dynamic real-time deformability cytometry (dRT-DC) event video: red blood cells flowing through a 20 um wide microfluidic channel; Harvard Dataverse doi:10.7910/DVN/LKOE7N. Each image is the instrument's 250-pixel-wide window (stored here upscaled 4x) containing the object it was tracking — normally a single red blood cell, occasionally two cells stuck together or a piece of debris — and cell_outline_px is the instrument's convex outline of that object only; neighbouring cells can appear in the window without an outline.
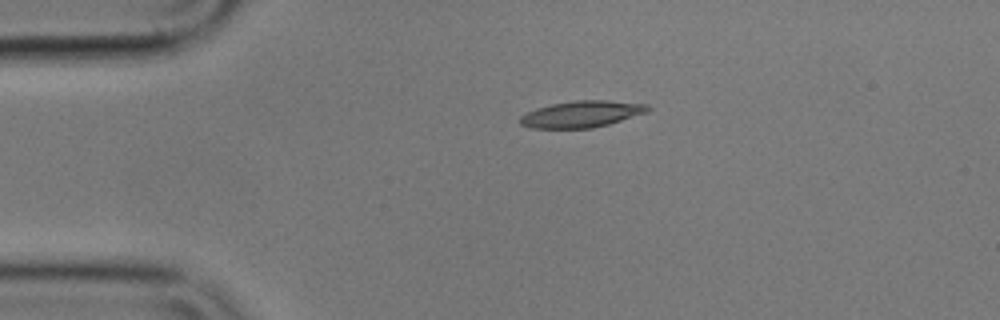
{"species": "common noctule bat (a hibernating species)", "species_latin": "Nyctalus noctula", "temperature_condition": "cold", "stored_images_in_passage": 45, "camera_frame_rate_fps": 3000, "um_per_image_px": 0.085, "animal": {"sex": "male", "body_mass_g": 17.9}, "frame": {"image": 1, "passage_image": 1, "time_ms": 0.0, "image_size_px": [1000, 320], "cell_outline_px": [[652, 108], [648, 112], [608, 124], [592, 128], [532, 128], [520, 124], [520, 116], [536, 108], [552, 104], [576, 100], [608, 100], [648, 104]], "centroid_in_image_um": [49.47, 9.69], "position_along_channel_um": 35.5, "area_um2": 19.71}}
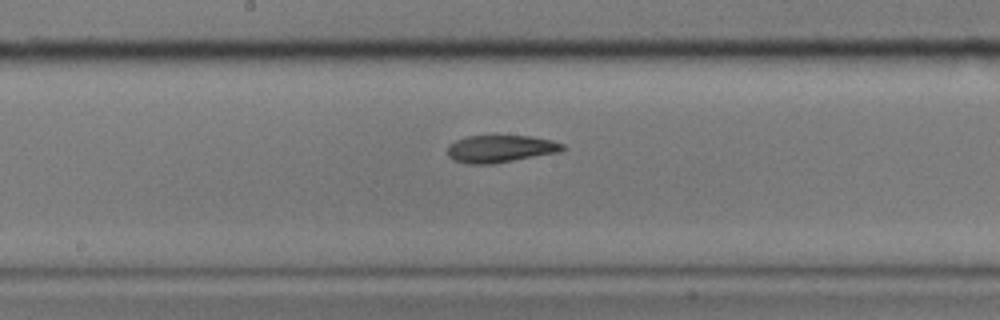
{"frame": {"image": 2, "passage_image": 18, "time_ms": 5.667, "image_size_px": [1000, 320], "cell_outline_px": [[568, 148], [560, 152], [492, 164], [464, 164], [452, 160], [448, 156], [448, 144], [464, 136], [532, 136], [552, 140], [564, 144]], "centroid_in_image_um": [42.53, 12.65], "position_along_channel_um": 205.7, "area_um2": 18.61}}
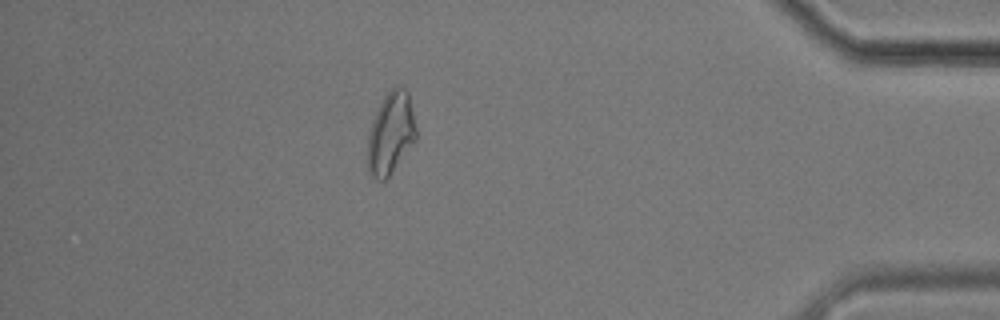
{"frame": {"image": 3, "passage_image": 38, "time_ms": 12.333, "image_size_px": [1000, 320], "cell_outline_px": [[416, 140], [388, 176], [384, 180], [376, 180], [368, 172], [368, 132], [372, 120], [384, 96], [396, 84], [400, 84], [408, 92], [416, 128]], "centroid_in_image_um": [33.21, 11.3], "position_along_channel_um": 402.0, "area_um2": 23.0}, "authors_computed_cell_mechanics": {"area_um2": 19.7676, "velocity_mm_per_s": 3.5839, "shape_relaxation_time_tau1_ms": null, "shape_relaxation_time_tau2_ms": 4.5357, "deformation_change_tau1": null, "deformation_change_tau2": 0.1196}}